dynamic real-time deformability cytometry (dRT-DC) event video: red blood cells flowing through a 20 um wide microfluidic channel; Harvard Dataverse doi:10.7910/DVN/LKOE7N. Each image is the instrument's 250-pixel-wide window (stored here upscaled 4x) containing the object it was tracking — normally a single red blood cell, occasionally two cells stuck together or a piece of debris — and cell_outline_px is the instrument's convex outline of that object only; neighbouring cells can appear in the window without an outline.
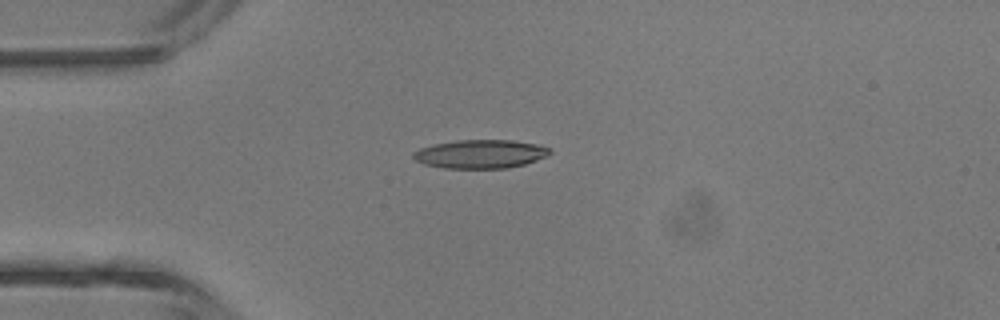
{"species": "common noctule bat (a hibernating species)", "species_latin": "Nyctalus noctula", "temperature_condition": "room temperature", "stored_images_in_passage": 5, "camera_frame_rate_fps": 3000, "um_per_image_px": 0.085, "animal": {"sex": "male", "body_mass_g": 13.3}, "frame": {"image": 1, "passage_image": 4, "time_ms": 3.667, "image_size_px": [1000, 320], "cell_outline_px": [[552, 152], [548, 156], [524, 164], [508, 168], [444, 168], [424, 164], [416, 160], [412, 156], [412, 152], [420, 148], [432, 144], [456, 140], [512, 140], [536, 144], [548, 148]], "centroid_in_image_um": [40.81, 13.09], "position_along_channel_um": 44.2, "area_um2": 22.77}}